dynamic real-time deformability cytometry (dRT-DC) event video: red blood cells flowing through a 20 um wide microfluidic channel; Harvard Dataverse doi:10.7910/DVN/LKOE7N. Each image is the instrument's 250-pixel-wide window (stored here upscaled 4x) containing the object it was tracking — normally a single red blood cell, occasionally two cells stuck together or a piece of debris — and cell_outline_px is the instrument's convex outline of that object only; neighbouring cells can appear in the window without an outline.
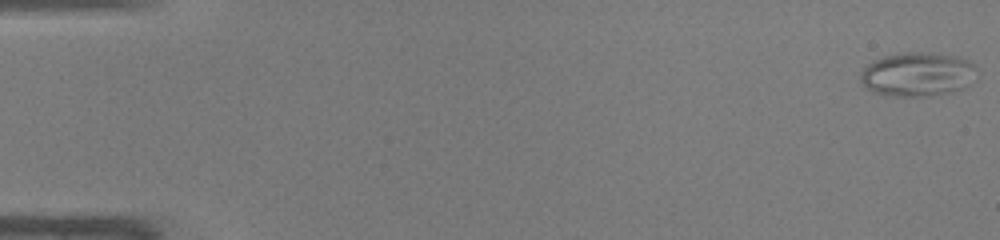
{"species": "common noctule bat (a hibernating species)", "species_latin": "Nyctalus noctula", "temperature_condition": "warm", "stored_images_in_passage": 48, "camera_frame_rate_fps": 3000, "um_per_image_px": 0.085, "animal": {"sex": "male", "body_mass_g": 19.0, "forearm_length_mm": 50.8}, "frame": {"image": 1, "passage_image": 1, "time_ms": 0.0, "image_size_px": [1000, 240], "cell_outline_px": [[972, 64], [968, 84], [964, 88], [948, 92], [928, 96], [884, 96], [872, 92], [860, 80], [860, 76], [864, 68], [868, 64], [884, 56], [908, 52], [924, 52], [952, 56], [964, 60]], "centroid_in_image_um": [77.86, 6.34], "position_along_channel_um": 7.1, "area_um2": 28.9}}
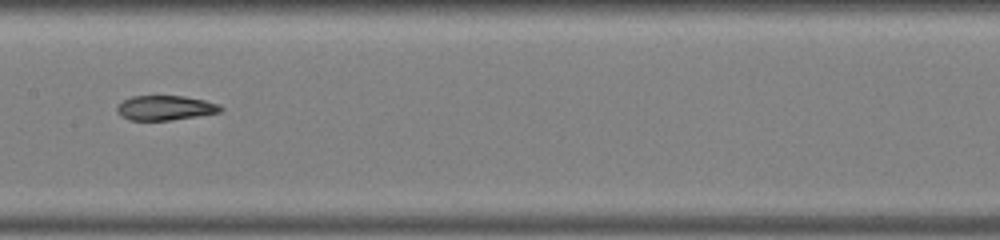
{"frame": {"image": 2, "passage_image": 25, "time_ms": 8.0, "image_size_px": [1000, 240], "cell_outline_px": [[224, 108], [220, 112], [172, 120], [128, 120], [120, 116], [116, 108], [124, 100], [132, 96], [184, 96], [204, 100], [220, 104]], "centroid_in_image_um": [14.06, 9.17], "position_along_channel_um": 193.3, "area_um2": 14.85}}
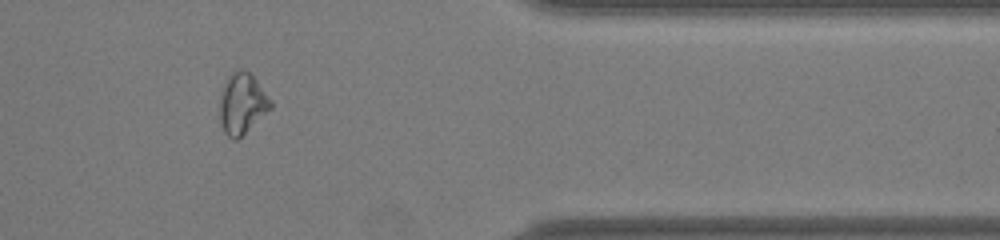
{"frame": {"image": 3, "passage_image": 40, "time_ms": 13.0, "image_size_px": [1000, 240], "cell_outline_px": [[272, 108], [236, 140], [232, 140], [224, 132], [220, 120], [220, 92], [228, 76], [232, 72], [240, 68], [248, 72], [256, 80], [272, 100]], "centroid_in_image_um": [20.57, 8.8], "position_along_channel_um": 390.8, "area_um2": 17.92}, "authors_computed_cell_mechanics": {"area_um2": 17.9758, "velocity_mm_per_s": 4.2936, "shape_relaxation_time_tau1_ms": null, "shape_relaxation_time_tau2_ms": 8.576, "deformation_change_tau1": null, "deformation_change_tau2": 0.1386}}